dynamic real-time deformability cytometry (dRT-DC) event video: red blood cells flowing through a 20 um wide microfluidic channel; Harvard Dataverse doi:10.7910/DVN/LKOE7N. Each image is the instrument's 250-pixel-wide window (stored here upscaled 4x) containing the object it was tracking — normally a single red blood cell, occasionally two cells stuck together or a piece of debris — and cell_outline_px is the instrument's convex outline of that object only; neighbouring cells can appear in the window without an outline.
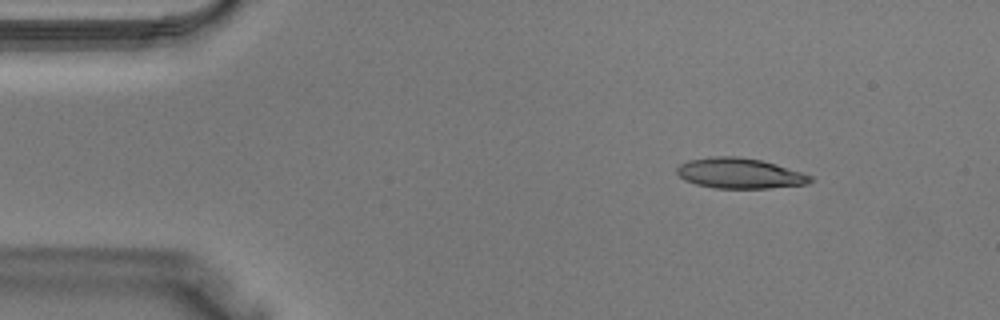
{"species": "Egyptian fruit bat (a non-hibernating species)", "species_latin": "Rousettus aegyptiacus", "temperature_condition": "warm", "stored_images_in_passage": 8, "camera_frame_rate_fps": 3000, "um_per_image_px": 0.085, "animal": {"sex": "male"}, "frame": {"image": 1, "passage_image": 1, "time_ms": 0.0, "image_size_px": [1000, 320], "cell_outline_px": [[812, 180], [808, 184], [768, 188], [716, 188], [696, 184], [684, 180], [676, 172], [676, 168], [680, 164], [688, 160], [712, 156], [736, 156], [760, 160], [776, 164], [812, 176]], "centroid_in_image_um": [62.84, 14.73], "position_along_channel_um": 22.2, "area_um2": 23.52}}